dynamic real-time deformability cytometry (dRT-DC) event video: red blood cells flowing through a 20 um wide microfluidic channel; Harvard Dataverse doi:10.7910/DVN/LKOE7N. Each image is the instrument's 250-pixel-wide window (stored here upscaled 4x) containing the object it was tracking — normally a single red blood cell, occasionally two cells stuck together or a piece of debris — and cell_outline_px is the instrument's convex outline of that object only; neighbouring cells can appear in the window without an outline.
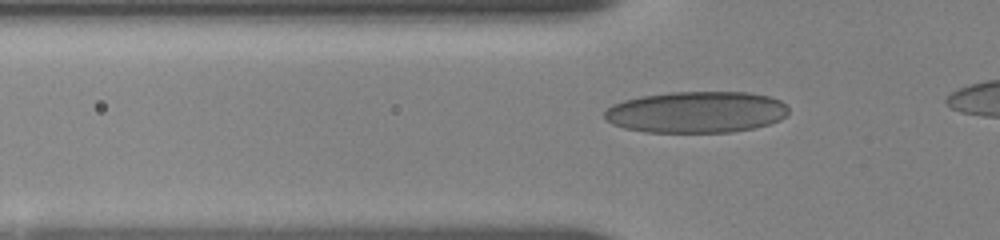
{"species": "human", "species_latin": "Homo sapiens", "temperature_condition": "room temperature", "stored_images_in_passage": 9, "camera_frame_rate_fps": 3000, "um_per_image_px": 0.085, "donor": {"sex": "female"}, "frame": {"image": 1, "passage_image": 4, "time_ms": 0.667, "image_size_px": [1000, 240], "cell_outline_px": [[788, 112], [780, 120], [756, 128], [732, 132], [644, 132], [624, 128], [612, 124], [604, 120], [604, 112], [612, 104], [624, 100], [640, 96], [672, 92], [748, 92], [772, 96], [780, 100], [788, 108]], "centroid_in_image_um": [59.18, 9.53], "position_along_channel_um": 66.6, "area_um2": 44.8}}